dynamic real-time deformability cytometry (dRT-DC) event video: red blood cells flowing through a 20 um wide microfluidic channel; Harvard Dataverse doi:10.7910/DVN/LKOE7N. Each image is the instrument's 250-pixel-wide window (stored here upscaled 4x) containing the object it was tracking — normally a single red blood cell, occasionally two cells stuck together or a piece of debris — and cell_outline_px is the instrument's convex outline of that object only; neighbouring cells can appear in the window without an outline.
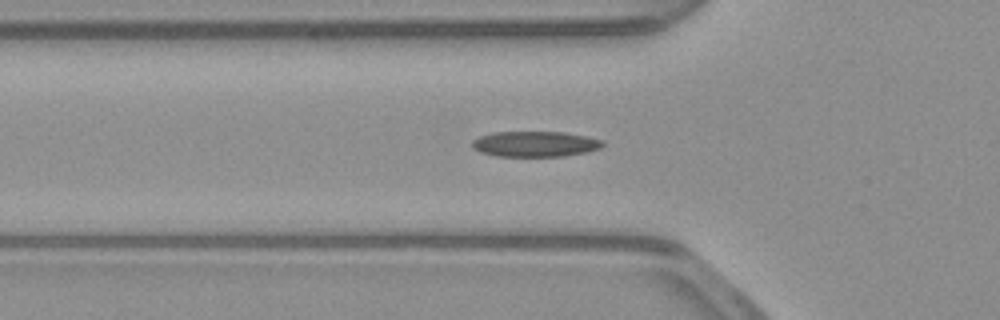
{"species": "common noctule bat (a hibernating species)", "species_latin": "Nyctalus noctula", "temperature_condition": "warm", "stored_images_in_passage": 42, "camera_frame_rate_fps": 3000, "um_per_image_px": 0.085, "animal": {"sex": "male", "body_mass_g": 23.1, "forearm_length_mm": 52.7}, "frame": {"image": 1, "passage_image": 6, "time_ms": 1.667, "image_size_px": [1000, 320], "cell_outline_px": [[604, 144], [600, 148], [588, 152], [564, 156], [496, 156], [480, 152], [472, 148], [472, 140], [480, 136], [492, 132], [564, 132], [604, 140]], "centroid_in_image_um": [45.47, 12.24], "position_along_channel_um": 80.3, "area_um2": 19.48}}
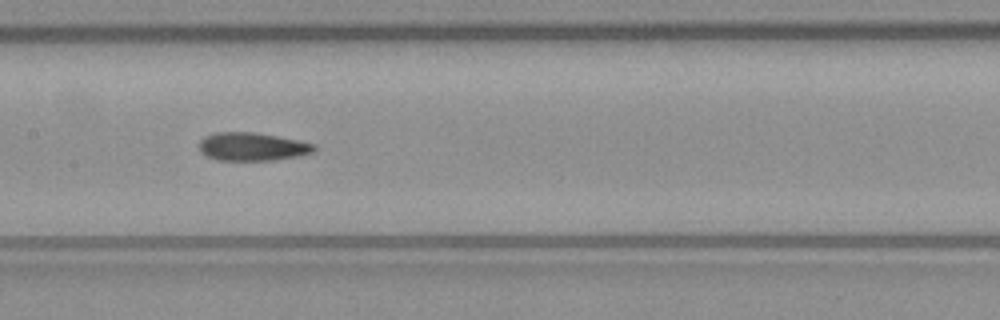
{"frame": {"image": 2, "passage_image": 14, "time_ms": 4.333, "image_size_px": [1000, 320], "cell_outline_px": [[316, 148], [312, 152], [300, 156], [272, 160], [216, 160], [200, 152], [200, 140], [204, 136], [216, 132], [256, 132], [316, 144]], "centroid_in_image_um": [21.43, 12.46], "position_along_channel_um": 186.0, "area_um2": 18.84}}
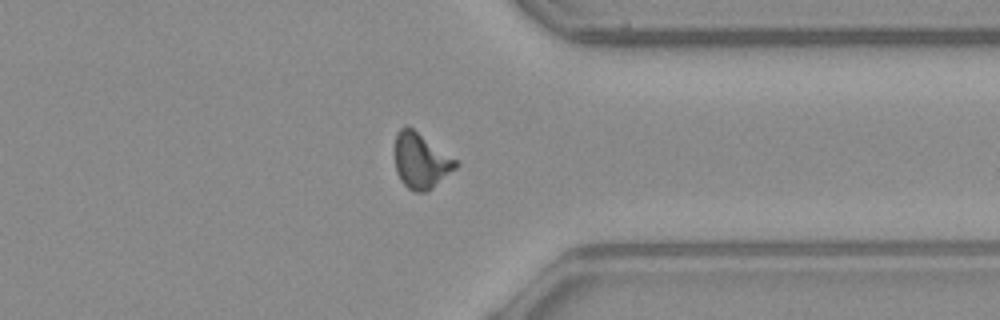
{"frame": {"image": 3, "passage_image": 29, "time_ms": 9.333, "image_size_px": [1000, 320], "cell_outline_px": [[460, 164], [456, 168], [428, 192], [416, 192], [408, 188], [400, 180], [396, 172], [396, 132], [400, 128], [412, 128], [456, 160]], "centroid_in_image_um": [35.78, 13.71], "position_along_channel_um": 375.6, "area_um2": 19.25}, "authors_computed_cell_mechanics": {"area_um2": 18.9873, "velocity_mm_per_s": 3.9127, "shape_relaxation_time_tau1_ms": 5.5773, "shape_relaxation_time_tau2_ms": 1.9527, "deformation_change_tau1": 0.1761, "deformation_change_tau2": 0.1001}}